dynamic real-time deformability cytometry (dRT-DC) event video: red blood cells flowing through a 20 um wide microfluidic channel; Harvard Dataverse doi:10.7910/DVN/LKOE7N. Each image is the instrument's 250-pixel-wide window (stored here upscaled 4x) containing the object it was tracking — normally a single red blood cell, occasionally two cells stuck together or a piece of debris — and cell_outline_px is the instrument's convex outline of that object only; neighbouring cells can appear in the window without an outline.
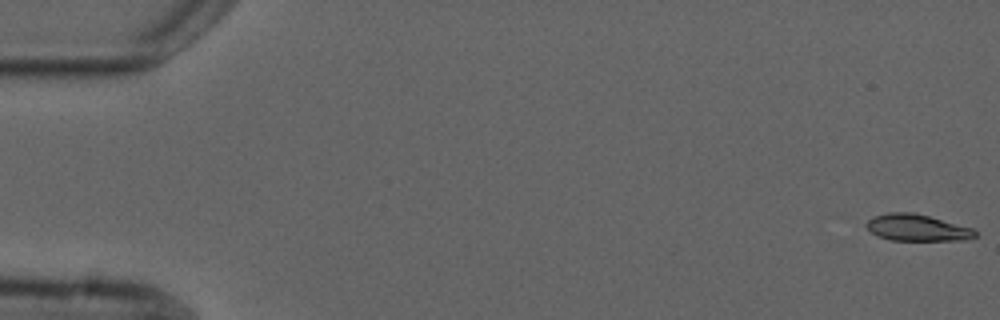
{"species": "common noctule bat (a hibernating species)", "species_latin": "Nyctalus noctula", "temperature_condition": "cold", "stored_images_in_passage": 10, "camera_frame_rate_fps": 3000, "um_per_image_px": 0.085, "animal": {"sex": "male", "forearm_length_mm": 52.5}, "frame": {"image": 1, "passage_image": 1, "time_ms": 0.0, "image_size_px": [1000, 320], "cell_outline_px": [[976, 236], [964, 240], [892, 240], [876, 236], [864, 224], [872, 216], [888, 212], [912, 212], [928, 216], [972, 228], [976, 232]], "centroid_in_image_um": [77.9, 19.35], "position_along_channel_um": 7.1, "area_um2": 16.76}}
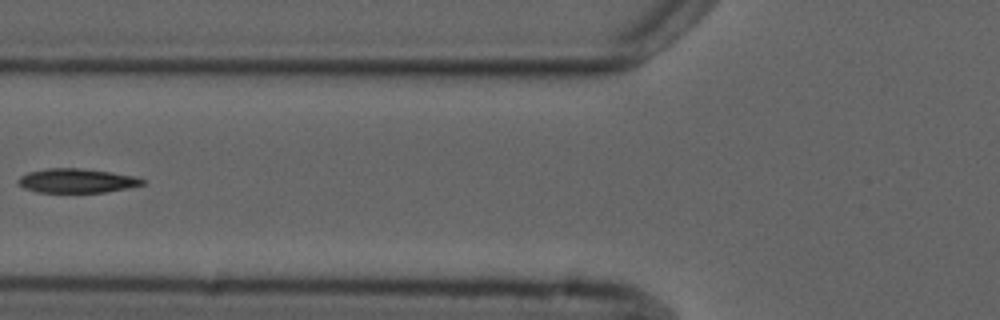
{"frame": {"image": 2, "passage_image": 6, "time_ms": 7.0, "image_size_px": [1000, 320], "cell_outline_px": [[144, 184], [128, 188], [104, 192], [36, 192], [24, 188], [16, 180], [20, 176], [28, 172], [48, 168], [80, 168], [112, 172], [132, 176], [144, 180]], "centroid_in_image_um": [6.49, 15.36], "position_along_channel_um": 119.3, "area_um2": 17.4}}
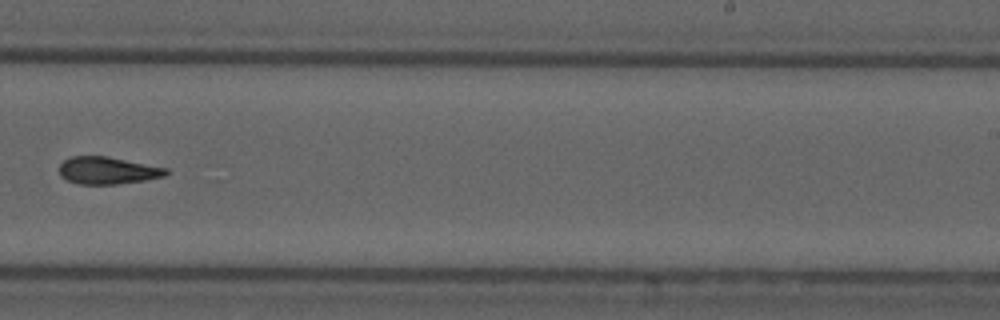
{"frame": {"image": 3, "passage_image": 10, "time_ms": 11.333, "image_size_px": [1000, 320], "cell_outline_px": [[168, 172], [164, 176], [144, 180], [116, 184], [80, 184], [68, 180], [60, 176], [60, 164], [64, 160], [72, 156], [104, 156], [168, 168]], "centroid_in_image_um": [9.13, 14.49], "position_along_channel_um": 279.9, "area_um2": 16.7}}